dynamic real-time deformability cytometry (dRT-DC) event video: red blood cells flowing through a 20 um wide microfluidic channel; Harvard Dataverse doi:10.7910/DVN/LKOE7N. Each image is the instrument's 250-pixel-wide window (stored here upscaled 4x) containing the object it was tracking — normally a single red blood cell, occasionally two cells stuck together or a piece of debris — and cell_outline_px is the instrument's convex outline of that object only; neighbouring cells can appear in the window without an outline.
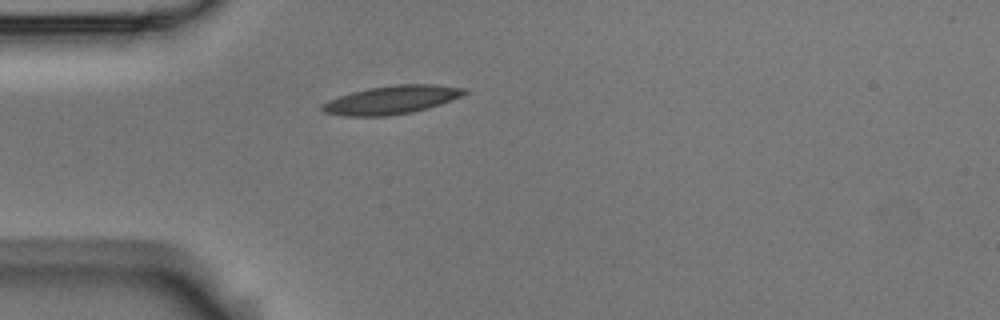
{"species": "Egyptian fruit bat (a non-hibernating species)", "species_latin": "Rousettus aegyptiacus", "temperature_condition": "room temperature", "stored_images_in_passage": 1, "camera_frame_rate_fps": 3000, "um_per_image_px": 0.085, "animal": {"sex": "male"}, "frame": {"image": 1, "passage_image": 1, "time_ms": 0.0, "image_size_px": [1000, 320], "cell_outline_px": [[468, 92], [460, 96], [440, 104], [428, 108], [412, 112], [388, 116], [344, 116], [324, 112], [320, 108], [328, 100], [352, 92], [368, 88], [396, 84], [436, 84], [464, 88]], "centroid_in_image_um": [33.28, 8.48], "position_along_channel_um": 51.7, "area_um2": 23.35}}